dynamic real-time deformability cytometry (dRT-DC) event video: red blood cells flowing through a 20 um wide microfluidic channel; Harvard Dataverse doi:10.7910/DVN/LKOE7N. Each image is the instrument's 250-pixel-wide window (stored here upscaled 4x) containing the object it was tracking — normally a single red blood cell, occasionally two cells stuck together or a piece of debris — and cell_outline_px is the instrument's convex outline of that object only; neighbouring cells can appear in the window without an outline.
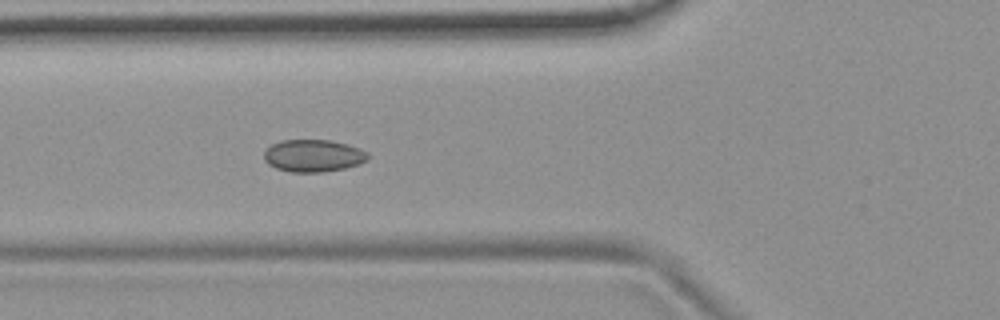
{"species": "common noctule bat (a hibernating species)", "species_latin": "Nyctalus noctula", "temperature_condition": "room temperature", "stored_images_in_passage": 5, "camera_frame_rate_fps": 3000, "um_per_image_px": 0.085, "animal": {"sex": "female", "body_mass_g": 19.9}, "frame": {"image": 1, "passage_image": 5, "time_ms": 1.333, "image_size_px": [1000, 320], "cell_outline_px": [[368, 160], [360, 164], [344, 168], [324, 172], [288, 172], [276, 168], [268, 164], [264, 160], [264, 152], [272, 144], [280, 140], [328, 140], [348, 144], [360, 148], [368, 152]], "centroid_in_image_um": [26.64, 13.24], "position_along_channel_um": 99.2, "area_um2": 19.71}}